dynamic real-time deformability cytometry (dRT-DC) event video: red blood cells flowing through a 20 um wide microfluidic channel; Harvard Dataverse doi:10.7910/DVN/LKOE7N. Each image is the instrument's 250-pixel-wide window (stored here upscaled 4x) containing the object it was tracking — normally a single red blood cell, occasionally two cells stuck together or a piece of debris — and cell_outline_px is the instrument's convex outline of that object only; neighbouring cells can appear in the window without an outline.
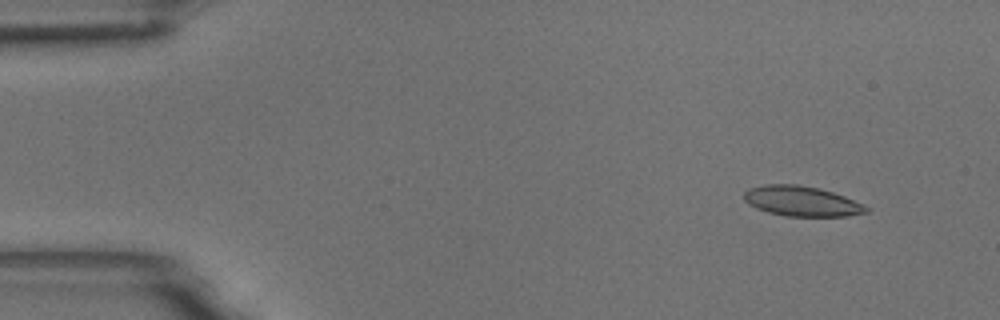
{"species": "common noctule bat (a hibernating species)", "species_latin": "Nyctalus noctula", "temperature_condition": "room temperature", "stored_images_in_passage": 12, "camera_frame_rate_fps": 3000, "um_per_image_px": 0.085, "animal": {"sex": "male", "body_mass_g": 18.8}, "frame": {"image": 1, "passage_image": 1, "time_ms": 0.0, "image_size_px": [1000, 320], "cell_outline_px": [[872, 208], [868, 212], [848, 216], [784, 216], [768, 212], [756, 208], [748, 204], [744, 200], [744, 192], [748, 188], [768, 184], [796, 184], [820, 188], [844, 196]], "centroid_in_image_um": [68.15, 17.1], "position_along_channel_um": 16.9, "area_um2": 21.56}}
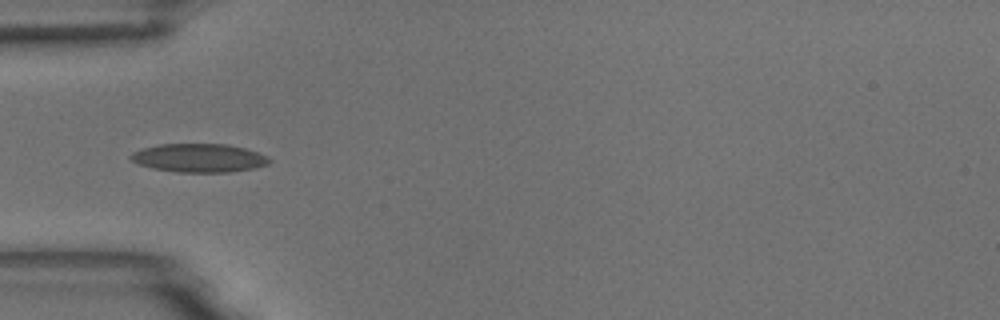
{"frame": {"image": 2, "passage_image": 4, "time_ms": 1.0, "image_size_px": [1000, 320], "cell_outline_px": [[272, 160], [268, 164], [256, 168], [228, 172], [176, 172], [152, 168], [128, 160], [128, 156], [132, 152], [144, 148], [160, 144], [224, 144], [244, 148], [268, 156]], "centroid_in_image_um": [16.9, 13.43], "position_along_channel_um": 68.1, "area_um2": 23.06}}
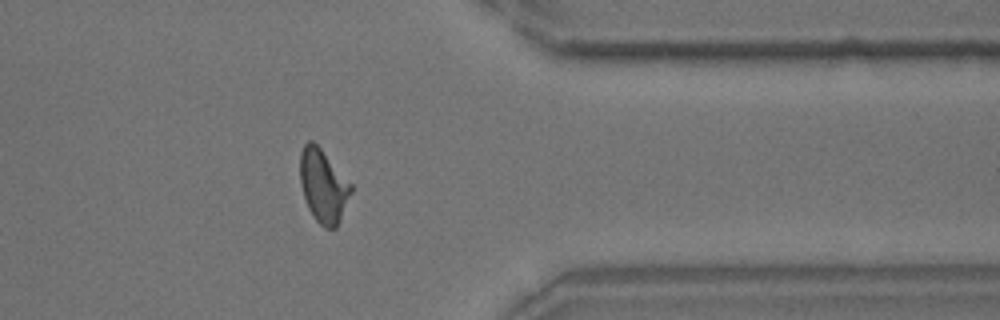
{"frame": {"image": 3, "passage_image": 12, "time_ms": 3.667, "image_size_px": [1000, 320], "cell_outline_px": [[352, 192], [340, 220], [336, 228], [324, 228], [316, 220], [308, 208], [300, 184], [300, 152], [304, 144], [308, 140], [312, 140], [320, 148], [352, 184]], "centroid_in_image_um": [27.47, 15.8], "position_along_channel_um": 383.9, "area_um2": 21.62}}